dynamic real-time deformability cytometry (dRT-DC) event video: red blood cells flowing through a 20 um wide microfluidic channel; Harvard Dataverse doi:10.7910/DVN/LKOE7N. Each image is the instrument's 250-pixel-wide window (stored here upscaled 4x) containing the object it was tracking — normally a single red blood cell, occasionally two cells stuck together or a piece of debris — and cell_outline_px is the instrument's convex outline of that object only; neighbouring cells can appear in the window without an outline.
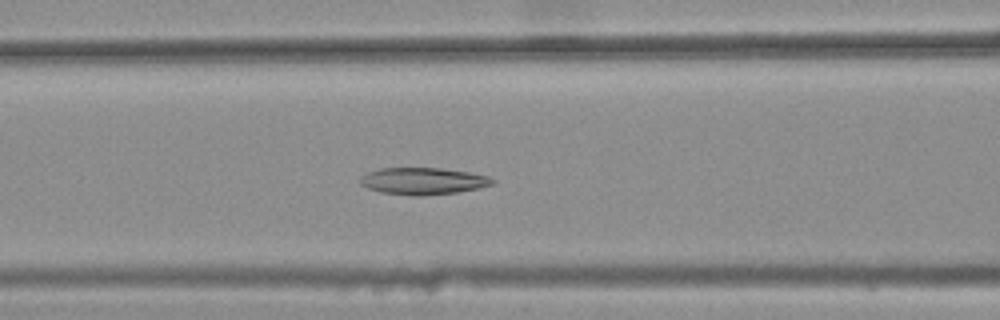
{"species": "common noctule bat (a hibernating species)", "species_latin": "Nyctalus noctula", "temperature_condition": "warm", "stored_images_in_passage": 16, "camera_frame_rate_fps": 3000, "um_per_image_px": 0.085, "animal": {"sex": "female", "body_mass_g": 25.1}, "frame": {"image": 1, "passage_image": 12, "time_ms": 3.667, "image_size_px": [1000, 320], "cell_outline_px": [[496, 180], [492, 184], [476, 188], [456, 192], [424, 196], [412, 196], [380, 192], [368, 188], [360, 184], [360, 176], [368, 172], [380, 168], [440, 168], [468, 172], [488, 176]], "centroid_in_image_um": [35.92, 15.39], "position_along_channel_um": 130.7, "area_um2": 20.69}}
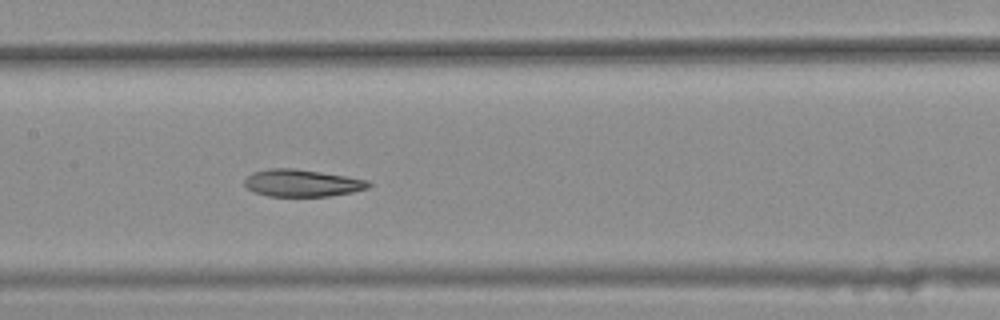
{"frame": {"image": 2, "passage_image": 16, "time_ms": 5.0, "image_size_px": [1000, 320], "cell_outline_px": [[372, 184], [368, 188], [352, 192], [328, 196], [268, 196], [252, 192], [244, 184], [244, 180], [252, 172], [268, 168], [292, 168], [320, 172], [368, 180]], "centroid_in_image_um": [25.64, 15.56], "position_along_channel_um": 181.8, "area_um2": 19.59}}